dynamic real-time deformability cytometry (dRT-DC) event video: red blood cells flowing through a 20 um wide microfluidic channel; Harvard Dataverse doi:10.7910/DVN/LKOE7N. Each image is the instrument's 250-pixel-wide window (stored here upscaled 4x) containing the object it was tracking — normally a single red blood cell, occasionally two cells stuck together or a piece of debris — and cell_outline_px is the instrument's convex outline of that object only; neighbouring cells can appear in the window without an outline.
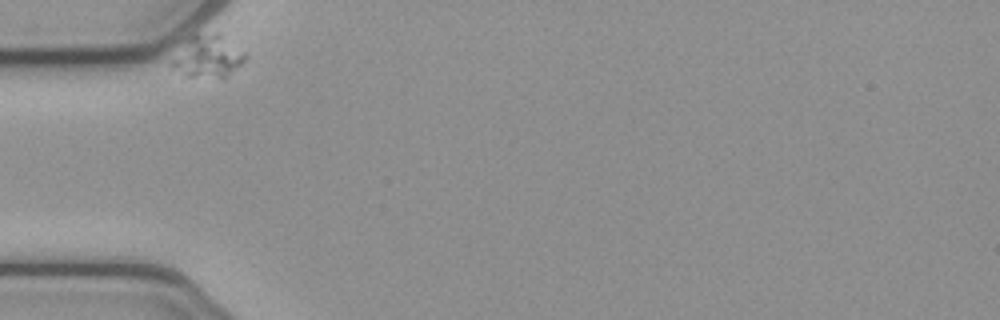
{"species": "common noctule bat (a hibernating species)", "species_latin": "Nyctalus noctula", "temperature_condition": "cold", "stored_images_in_passage": 36, "camera_frame_rate_fps": 3000, "um_per_image_px": 0.085, "animal": {"sex": "female", "body_mass_g": 21.9}, "frame": {"image": 1, "passage_image": 1, "time_ms": 0.0, "image_size_px": [1000, 320], "cell_outline_px": [[248, 56], [228, 76], [184, 76], [172, 68], [168, 64], [188, 40], [192, 36], [216, 32], [220, 32], [244, 52]], "centroid_in_image_um": [17.68, 4.79], "position_along_channel_um": 67.3, "area_um2": 17.57}}
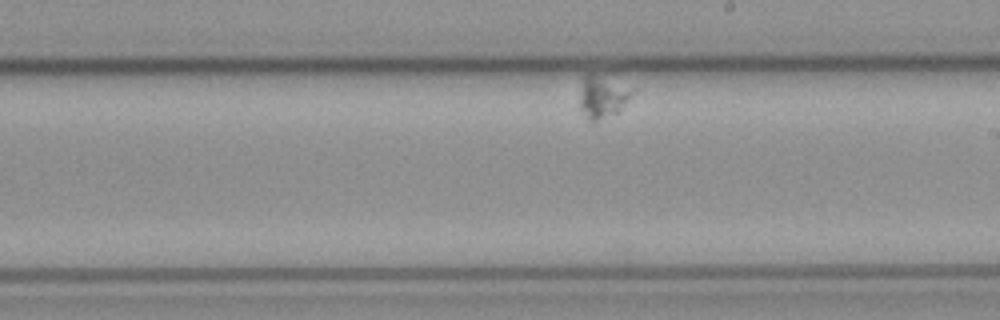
{"frame": {"image": 2, "passage_image": 21, "time_ms": 6.667, "image_size_px": [1000, 320], "cell_outline_px": [[636, 92], [616, 112], [596, 120], [588, 120], [584, 116], [580, 108], [580, 96], [584, 76], [588, 72], [592, 72], [636, 88]], "centroid_in_image_um": [51.24, 8.16], "position_along_channel_um": 237.8, "area_um2": 12.95}}
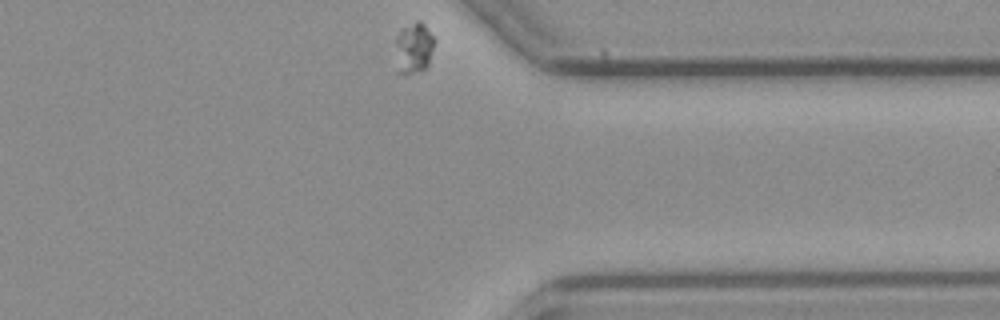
{"frame": {"image": 3, "passage_image": 36, "time_ms": 11.667, "image_size_px": [1000, 320], "cell_outline_px": [[432, 48], [428, 64], [424, 68], [404, 76], [400, 76], [396, 72], [396, 36], [400, 28], [416, 20], [420, 20], [424, 24], [432, 36]], "centroid_in_image_um": [35.09, 4.09], "position_along_channel_um": 376.3, "area_um2": 11.62}}